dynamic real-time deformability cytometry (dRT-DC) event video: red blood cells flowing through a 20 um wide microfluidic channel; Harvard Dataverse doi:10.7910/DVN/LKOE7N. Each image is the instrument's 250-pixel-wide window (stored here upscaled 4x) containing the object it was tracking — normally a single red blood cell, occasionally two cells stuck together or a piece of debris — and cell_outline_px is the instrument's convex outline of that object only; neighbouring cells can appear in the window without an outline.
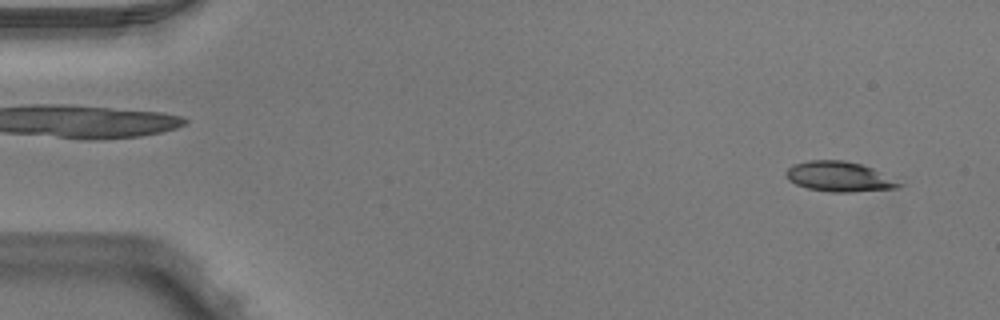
{"species": "Egyptian fruit bat (a non-hibernating species)", "species_latin": "Rousettus aegyptiacus", "temperature_condition": "warm", "stored_images_in_passage": 49, "camera_frame_rate_fps": 3000, "um_per_image_px": 0.085, "animal": {"sex": "male"}, "frame": {"image": 1, "passage_image": 2, "time_ms": 0.333, "image_size_px": [1000, 320], "cell_outline_px": [[904, 184], [900, 188], [852, 192], [832, 192], [808, 188], [796, 184], [788, 180], [784, 172], [792, 164], [808, 160], [844, 160], [860, 164], [872, 168]], "centroid_in_image_um": [71.32, 15.01], "position_along_channel_um": 13.7, "area_um2": 19.83}}
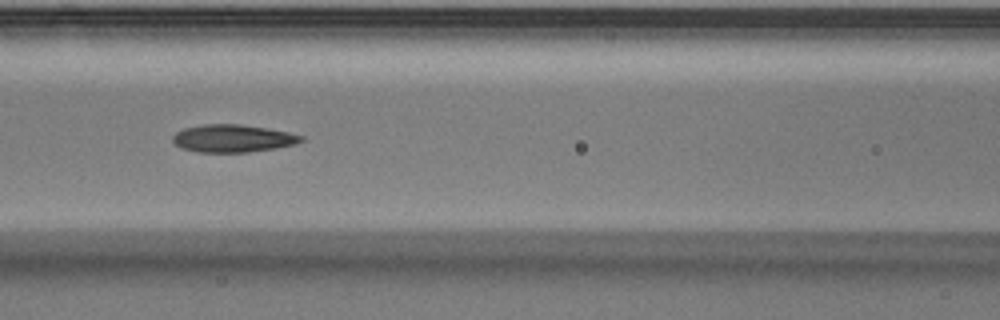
{"frame": {"image": 2, "passage_image": 21, "time_ms": 6.667, "image_size_px": [1000, 320], "cell_outline_px": [[304, 140], [296, 144], [276, 148], [248, 152], [196, 152], [180, 148], [172, 140], [172, 136], [176, 132], [184, 128], [204, 124], [240, 124], [268, 128], [288, 132], [304, 136]], "centroid_in_image_um": [19.79, 11.76], "position_along_channel_um": 146.8, "area_um2": 20.81}}
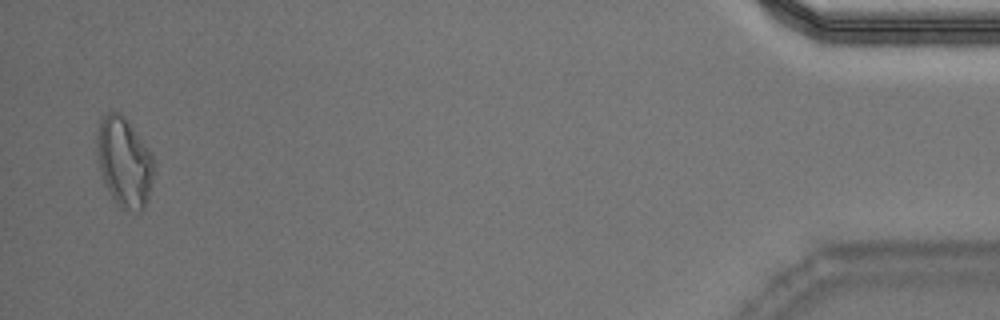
{"frame": {"image": 3, "passage_image": 48, "time_ms": 15.667, "image_size_px": [1000, 320], "cell_outline_px": [[156, 164], [148, 196], [144, 208], [140, 212], [120, 208], [104, 184], [100, 168], [96, 148], [96, 136], [100, 120], [108, 112], [120, 112], [124, 116], [152, 156]], "centroid_in_image_um": [10.55, 13.79], "position_along_channel_um": 424.6, "area_um2": 29.42}, "authors_computed_cell_mechanics": {"area_um2": 20.6346, "velocity_mm_per_s": 4.0008, "shape_relaxation_time_tau1_ms": null, "shape_relaxation_time_tau2_ms": 3.7542, "deformation_change_tau1": null, "deformation_change_tau2": 0.1153}}